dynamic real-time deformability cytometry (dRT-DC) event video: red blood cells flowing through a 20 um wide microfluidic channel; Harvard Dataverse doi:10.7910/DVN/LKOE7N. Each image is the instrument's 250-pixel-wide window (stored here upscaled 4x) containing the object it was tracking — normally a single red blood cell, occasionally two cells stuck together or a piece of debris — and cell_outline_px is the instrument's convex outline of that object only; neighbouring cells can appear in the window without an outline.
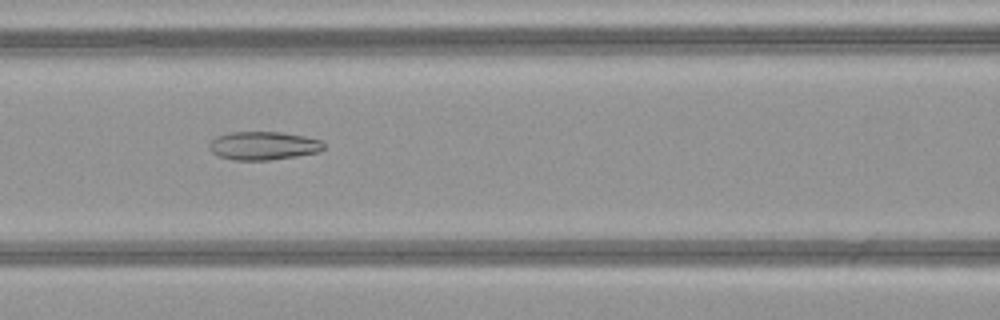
{"species": "common noctule bat (a hibernating species)", "species_latin": "Nyctalus noctula", "temperature_condition": "warm", "stored_images_in_passage": 51, "camera_frame_rate_fps": 3000, "um_per_image_px": 0.085, "animal": {"sex": "female", "body_mass_g": 21.9}, "frame": {"image": 1, "passage_image": 23, "time_ms": 7.333, "image_size_px": [1000, 320], "cell_outline_px": [[324, 148], [320, 152], [272, 160], [232, 160], [216, 156], [208, 148], [208, 144], [216, 136], [228, 132], [280, 132], [304, 136], [320, 140], [324, 144]], "centroid_in_image_um": [22.35, 12.39], "position_along_channel_um": 144.3, "area_um2": 19.13}}
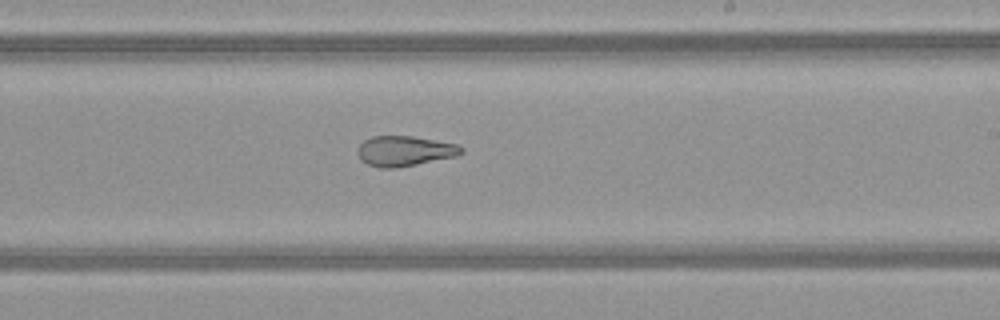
{"frame": {"image": 2, "passage_image": 31, "time_ms": 10.0, "image_size_px": [1000, 320], "cell_outline_px": [[464, 152], [456, 156], [396, 168], [380, 168], [368, 164], [360, 160], [356, 152], [360, 144], [364, 140], [372, 136], [412, 136], [460, 144], [464, 148]], "centroid_in_image_um": [34.4, 12.83], "position_along_channel_um": 254.6, "area_um2": 18.38}}
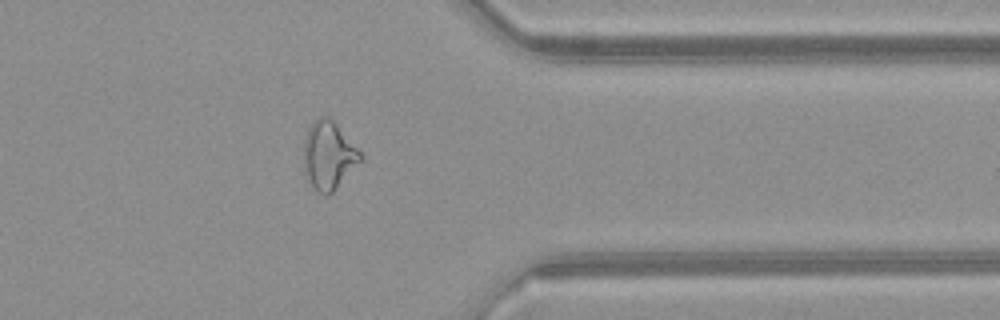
{"frame": {"image": 3, "passage_image": 41, "time_ms": 13.333, "image_size_px": [1000, 320], "cell_outline_px": [[364, 156], [336, 188], [328, 196], [324, 196], [316, 192], [308, 180], [304, 172], [304, 140], [308, 128], [320, 116], [328, 116], [336, 124]], "centroid_in_image_um": [27.9, 13.23], "position_along_channel_um": 383.5, "area_um2": 22.2}, "authors_computed_cell_mechanics": {"area_um2": 23.8714, "velocity_mm_per_s": 4.1503, "shape_relaxation_time_tau1_ms": null, "shape_relaxation_time_tau2_ms": 2.1489, "deformation_change_tau1": null, "deformation_change_tau2": 0.1036}}